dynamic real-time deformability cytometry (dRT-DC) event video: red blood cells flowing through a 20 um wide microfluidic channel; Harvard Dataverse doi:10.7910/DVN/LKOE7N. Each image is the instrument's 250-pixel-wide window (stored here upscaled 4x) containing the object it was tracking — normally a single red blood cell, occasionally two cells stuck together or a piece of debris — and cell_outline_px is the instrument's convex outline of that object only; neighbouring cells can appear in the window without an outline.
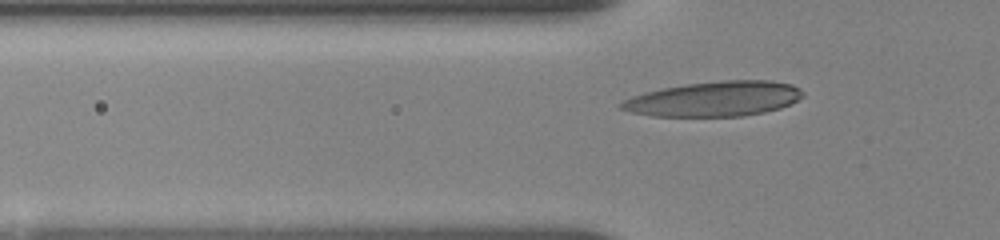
{"species": "human", "species_latin": "Homo sapiens", "temperature_condition": "room temperature", "stored_images_in_passage": 5, "camera_frame_rate_fps": 3000, "um_per_image_px": 0.085, "donor": {"sex": "female"}, "frame": {"image": 1, "passage_image": 2, "time_ms": 0.333, "image_size_px": [1000, 240], "cell_outline_px": [[804, 96], [780, 108], [764, 112], [740, 116], [652, 116], [632, 112], [620, 108], [620, 104], [624, 100], [632, 96], [644, 92], [664, 88], [688, 84], [724, 80], [772, 80], [792, 84], [800, 88], [804, 92]], "centroid_in_image_um": [60.75, 8.4], "position_along_channel_um": 65.1, "area_um2": 36.76}}
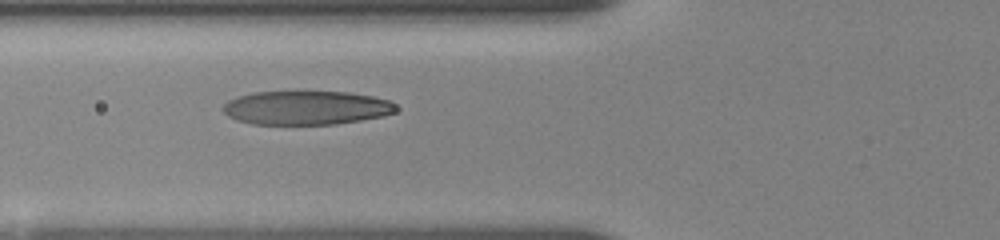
{"frame": {"image": 2, "passage_image": 4, "time_ms": 1.333, "image_size_px": [1000, 240], "cell_outline_px": [[400, 108], [396, 112], [384, 116], [336, 124], [252, 124], [236, 120], [228, 116], [224, 112], [224, 104], [228, 100], [252, 92], [292, 88], [348, 92], [372, 96], [392, 100]], "centroid_in_image_um": [26.06, 9.11], "position_along_channel_um": 99.7, "area_um2": 35.66}}